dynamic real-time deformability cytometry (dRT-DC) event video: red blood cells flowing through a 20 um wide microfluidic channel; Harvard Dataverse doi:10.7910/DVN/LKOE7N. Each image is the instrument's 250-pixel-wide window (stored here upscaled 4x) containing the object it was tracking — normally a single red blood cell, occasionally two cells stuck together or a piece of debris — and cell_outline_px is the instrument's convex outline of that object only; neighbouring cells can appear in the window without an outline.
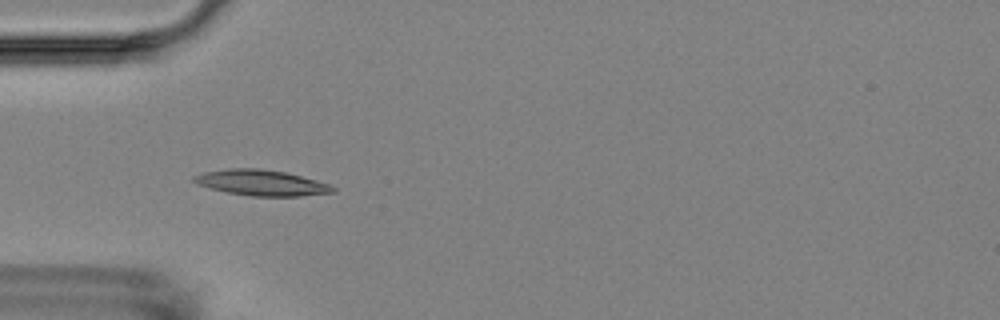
{"species": "Egyptian fruit bat (a non-hibernating species)", "species_latin": "Rousettus aegyptiacus", "temperature_condition": "room temperature", "stored_images_in_passage": 5, "camera_frame_rate_fps": 3000, "um_per_image_px": 0.085, "animal": {"sex": "female"}, "frame": {"image": 1, "passage_image": 5, "time_ms": 4.667, "image_size_px": [1000, 320], "cell_outline_px": [[336, 192], [300, 196], [252, 196], [224, 192], [196, 184], [192, 180], [192, 176], [204, 172], [228, 168], [260, 168], [284, 172], [316, 180], [328, 184], [336, 188]], "centroid_in_image_um": [22.18, 15.53], "position_along_channel_um": 62.8, "area_um2": 20.87}}